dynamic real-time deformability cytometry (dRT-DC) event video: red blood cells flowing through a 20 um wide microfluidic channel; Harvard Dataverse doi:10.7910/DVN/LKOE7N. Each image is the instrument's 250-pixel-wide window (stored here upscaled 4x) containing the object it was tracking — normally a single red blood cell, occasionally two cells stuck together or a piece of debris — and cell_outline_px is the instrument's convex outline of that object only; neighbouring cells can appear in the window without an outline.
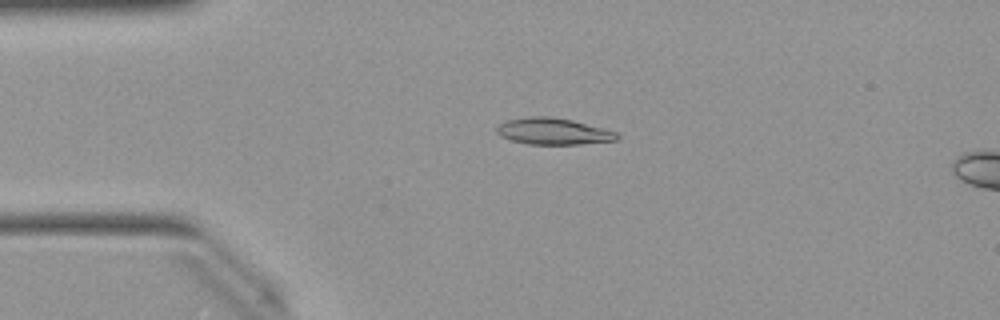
{"species": "Egyptian fruit bat (a non-hibernating species)", "species_latin": "Rousettus aegyptiacus", "temperature_condition": "warm", "stored_images_in_passage": 14, "camera_frame_rate_fps": 3000, "um_per_image_px": 0.085, "animal": {"sex": "female"}, "frame": {"image": 1, "passage_image": 10, "time_ms": 3.0, "image_size_px": [1000, 320], "cell_outline_px": [[620, 136], [616, 140], [580, 144], [528, 144], [512, 140], [500, 136], [496, 132], [496, 128], [504, 120], [528, 116], [548, 116], [572, 120], [604, 128], [616, 132]], "centroid_in_image_um": [47.0, 11.15], "position_along_channel_um": 38.0, "area_um2": 18.61}}